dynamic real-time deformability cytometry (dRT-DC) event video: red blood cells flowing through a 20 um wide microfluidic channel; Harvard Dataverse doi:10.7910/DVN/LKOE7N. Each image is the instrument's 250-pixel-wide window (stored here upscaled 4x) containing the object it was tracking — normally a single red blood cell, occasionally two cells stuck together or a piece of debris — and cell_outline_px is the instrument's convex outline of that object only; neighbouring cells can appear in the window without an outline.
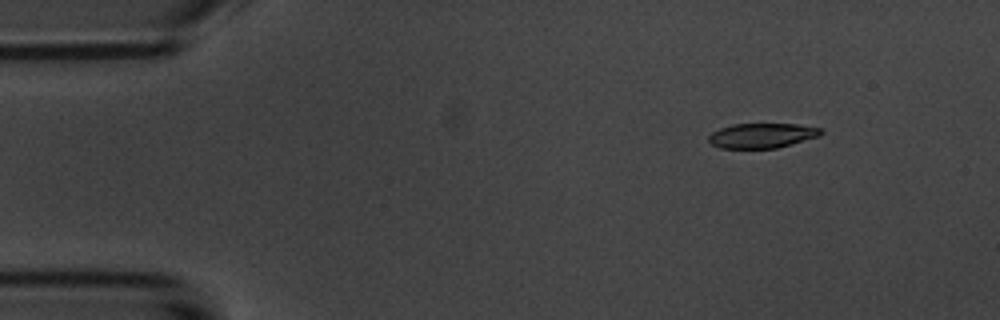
{"species": "common noctule bat (a hibernating species)", "species_latin": "Nyctalus noctula", "temperature_condition": "room temperature", "stored_images_in_passage": 8, "camera_frame_rate_fps": 3000, "um_per_image_px": 0.085, "animal": {"sex": "male", "body_mass_g": 20.1, "forearm_length_mm": 53.5}, "frame": {"image": 1, "passage_image": 2, "time_ms": 1.333, "image_size_px": [1000, 320], "cell_outline_px": [[824, 132], [820, 136], [776, 148], [720, 148], [712, 144], [708, 140], [708, 136], [712, 132], [720, 128], [732, 124], [796, 124], [820, 128]], "centroid_in_image_um": [64.76, 11.52], "position_along_channel_um": 20.2, "area_um2": 16.18}}
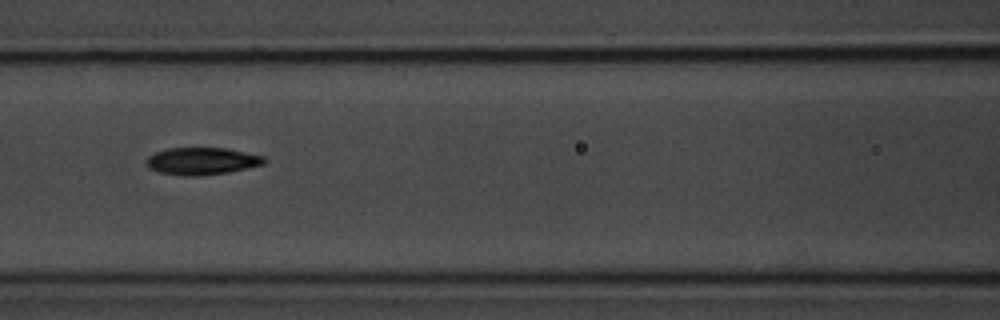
{"frame": {"image": 2, "passage_image": 7, "time_ms": 7.0, "image_size_px": [1000, 320], "cell_outline_px": [[268, 160], [264, 164], [248, 168], [228, 172], [200, 176], [184, 176], [160, 172], [148, 168], [144, 164], [144, 160], [148, 156], [156, 152], [168, 148], [228, 148], [264, 156]], "centroid_in_image_um": [17.15, 13.69], "position_along_channel_um": 149.4, "area_um2": 18.96}}
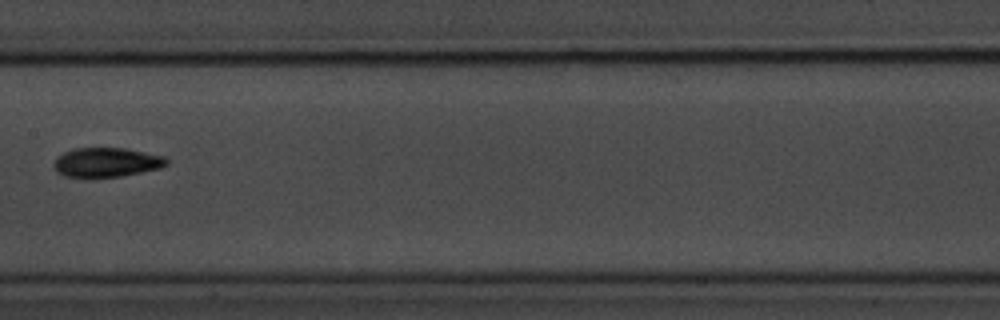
{"frame": {"image": 3, "passage_image": 8, "time_ms": 8.333, "image_size_px": [1000, 320], "cell_outline_px": [[168, 164], [160, 168], [120, 176], [64, 176], [56, 172], [52, 164], [56, 156], [72, 148], [124, 148], [164, 156], [168, 160]], "centroid_in_image_um": [9.01, 13.78], "position_along_channel_um": 198.4, "area_um2": 19.13}}